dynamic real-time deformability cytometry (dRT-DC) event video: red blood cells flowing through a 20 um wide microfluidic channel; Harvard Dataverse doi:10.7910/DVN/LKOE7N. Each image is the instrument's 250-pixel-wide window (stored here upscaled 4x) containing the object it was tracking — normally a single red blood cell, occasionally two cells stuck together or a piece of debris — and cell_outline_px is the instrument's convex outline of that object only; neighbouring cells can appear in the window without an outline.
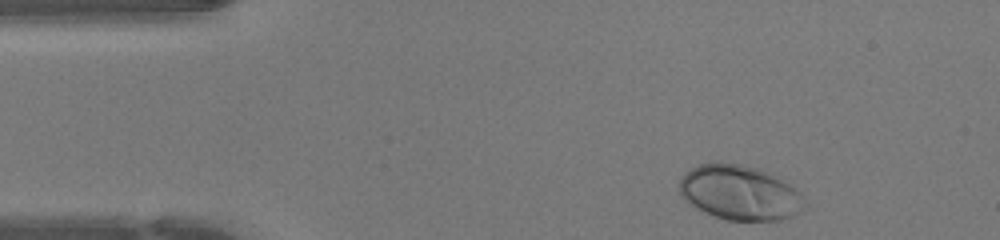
{"species": "human", "species_latin": "Homo sapiens", "temperature_condition": "warm", "stored_images_in_passage": 34, "camera_frame_rate_fps": 3000, "um_per_image_px": 0.085, "donor": {"sex": "female"}, "frame": {"image": 1, "passage_image": 1, "time_ms": 0.0, "image_size_px": [1000, 240], "cell_outline_px": [[812, 208], [792, 216], [780, 220], [728, 220], [716, 216], [688, 204], [680, 196], [680, 180], [684, 172], [700, 164], [716, 160], [744, 164], [760, 168], [776, 176], [788, 184], [804, 196]], "centroid_in_image_um": [62.92, 16.36], "position_along_channel_um": 22.1, "area_um2": 40.81}}
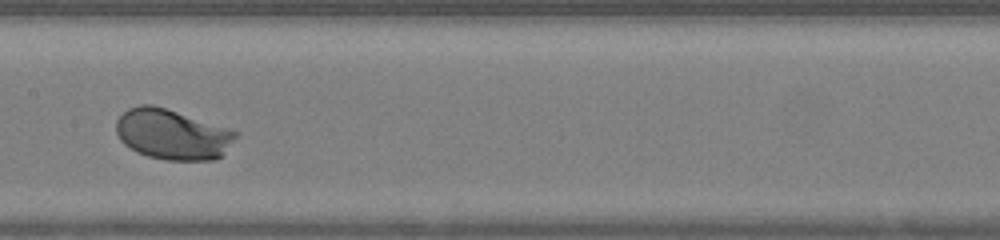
{"frame": {"image": 2, "passage_image": 18, "time_ms": 5.667, "image_size_px": [1000, 240], "cell_outline_px": [[240, 132], [220, 156], [216, 160], [164, 160], [148, 156], [136, 152], [124, 144], [120, 140], [116, 132], [116, 120], [128, 108], [140, 104], [152, 104], [228, 128]], "centroid_in_image_um": [14.61, 11.42], "position_along_channel_um": 192.8, "area_um2": 34.91}}
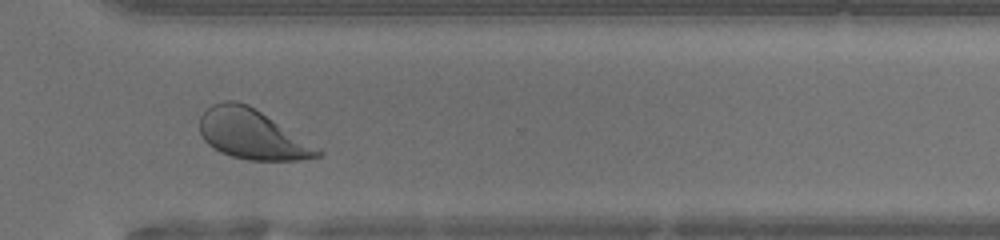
{"frame": {"image": 3, "passage_image": 29, "time_ms": 9.333, "image_size_px": [1000, 240], "cell_outline_px": [[324, 152], [320, 156], [300, 160], [248, 160], [232, 156], [220, 152], [212, 148], [204, 140], [200, 132], [200, 116], [212, 104], [224, 100], [236, 100], [248, 104], [320, 148]], "centroid_in_image_um": [21.42, 11.41], "position_along_channel_um": 349.2, "area_um2": 34.16}, "authors_computed_cell_mechanics": {"area_um2": 34.9401, "velocity_mm_per_s": 4.2677, "shape_relaxation_time_tau1_ms": 1.3055, "shape_relaxation_time_tau2_ms": 7.8476, "deformation_change_tau1": 0.1134, "deformation_change_tau2": 0.1564}}